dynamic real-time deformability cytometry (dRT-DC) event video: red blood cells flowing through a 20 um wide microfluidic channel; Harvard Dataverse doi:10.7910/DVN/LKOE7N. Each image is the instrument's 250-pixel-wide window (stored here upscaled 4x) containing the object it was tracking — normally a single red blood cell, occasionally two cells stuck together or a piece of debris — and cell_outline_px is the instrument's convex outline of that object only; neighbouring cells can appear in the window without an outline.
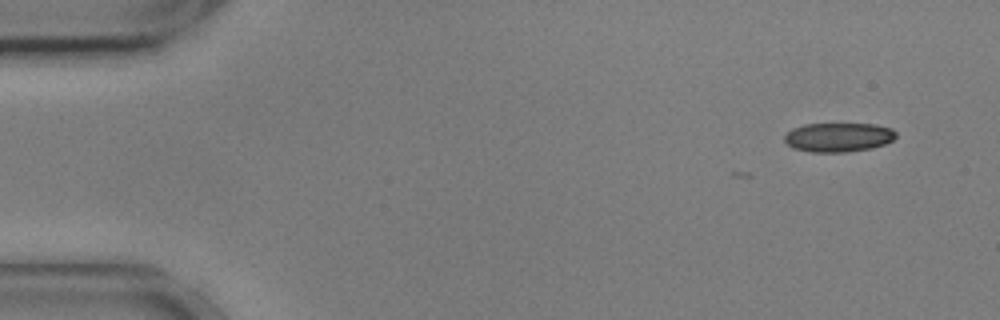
{"species": "common noctule bat (a hibernating species)", "species_latin": "Nyctalus noctula", "temperature_condition": "cold", "stored_images_in_passage": 7, "camera_frame_rate_fps": 3000, "um_per_image_px": 0.085, "animal": {"sex": "male", "body_mass_g": 17.9, "forearm_length_mm": 54.2}, "frame": {"image": 1, "passage_image": 1, "time_ms": 0.0, "image_size_px": [1000, 320], "cell_outline_px": [[896, 136], [892, 140], [884, 144], [872, 148], [848, 152], [812, 152], [792, 148], [784, 140], [784, 136], [792, 128], [804, 124], [872, 124], [892, 128], [896, 132]], "centroid_in_image_um": [71.25, 11.67], "position_along_channel_um": 13.7, "area_um2": 18.96}}